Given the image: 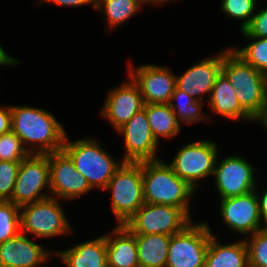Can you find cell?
<instances>
[{"mask_svg":"<svg viewBox=\"0 0 267 267\" xmlns=\"http://www.w3.org/2000/svg\"><path fill=\"white\" fill-rule=\"evenodd\" d=\"M144 203L182 208L191 218L190 198L195 189L178 177L171 166L162 161H142Z\"/></svg>","mask_w":267,"mask_h":267,"instance_id":"obj_2","label":"cell"},{"mask_svg":"<svg viewBox=\"0 0 267 267\" xmlns=\"http://www.w3.org/2000/svg\"><path fill=\"white\" fill-rule=\"evenodd\" d=\"M253 122H258L261 124V127H264V129H267V99L265 103L263 104L260 112L253 118Z\"/></svg>","mask_w":267,"mask_h":267,"instance_id":"obj_38","label":"cell"},{"mask_svg":"<svg viewBox=\"0 0 267 267\" xmlns=\"http://www.w3.org/2000/svg\"><path fill=\"white\" fill-rule=\"evenodd\" d=\"M55 4L63 7H81L86 5H91L94 9H96V0H37V5L43 4Z\"/></svg>","mask_w":267,"mask_h":267,"instance_id":"obj_34","label":"cell"},{"mask_svg":"<svg viewBox=\"0 0 267 267\" xmlns=\"http://www.w3.org/2000/svg\"><path fill=\"white\" fill-rule=\"evenodd\" d=\"M60 199H46L20 207V231L37 238L58 237L73 232Z\"/></svg>","mask_w":267,"mask_h":267,"instance_id":"obj_6","label":"cell"},{"mask_svg":"<svg viewBox=\"0 0 267 267\" xmlns=\"http://www.w3.org/2000/svg\"><path fill=\"white\" fill-rule=\"evenodd\" d=\"M251 42L243 48L232 47V50L245 62L267 77V38L244 36Z\"/></svg>","mask_w":267,"mask_h":267,"instance_id":"obj_27","label":"cell"},{"mask_svg":"<svg viewBox=\"0 0 267 267\" xmlns=\"http://www.w3.org/2000/svg\"><path fill=\"white\" fill-rule=\"evenodd\" d=\"M21 162L0 161V201H10Z\"/></svg>","mask_w":267,"mask_h":267,"instance_id":"obj_32","label":"cell"},{"mask_svg":"<svg viewBox=\"0 0 267 267\" xmlns=\"http://www.w3.org/2000/svg\"><path fill=\"white\" fill-rule=\"evenodd\" d=\"M139 267H165L171 236L164 234L135 235Z\"/></svg>","mask_w":267,"mask_h":267,"instance_id":"obj_23","label":"cell"},{"mask_svg":"<svg viewBox=\"0 0 267 267\" xmlns=\"http://www.w3.org/2000/svg\"><path fill=\"white\" fill-rule=\"evenodd\" d=\"M143 5L141 0H96V9L104 15L110 30L136 15Z\"/></svg>","mask_w":267,"mask_h":267,"instance_id":"obj_25","label":"cell"},{"mask_svg":"<svg viewBox=\"0 0 267 267\" xmlns=\"http://www.w3.org/2000/svg\"><path fill=\"white\" fill-rule=\"evenodd\" d=\"M117 132L124 138V162L158 160L157 149L160 143L153 136L146 110L143 108L120 127Z\"/></svg>","mask_w":267,"mask_h":267,"instance_id":"obj_13","label":"cell"},{"mask_svg":"<svg viewBox=\"0 0 267 267\" xmlns=\"http://www.w3.org/2000/svg\"><path fill=\"white\" fill-rule=\"evenodd\" d=\"M54 255L67 267H108L105 234L68 249L55 251Z\"/></svg>","mask_w":267,"mask_h":267,"instance_id":"obj_19","label":"cell"},{"mask_svg":"<svg viewBox=\"0 0 267 267\" xmlns=\"http://www.w3.org/2000/svg\"><path fill=\"white\" fill-rule=\"evenodd\" d=\"M207 103L209 110L219 117L253 122V118L241 107L235 89L222 72L214 83Z\"/></svg>","mask_w":267,"mask_h":267,"instance_id":"obj_20","label":"cell"},{"mask_svg":"<svg viewBox=\"0 0 267 267\" xmlns=\"http://www.w3.org/2000/svg\"><path fill=\"white\" fill-rule=\"evenodd\" d=\"M247 237L249 267H267V227Z\"/></svg>","mask_w":267,"mask_h":267,"instance_id":"obj_31","label":"cell"},{"mask_svg":"<svg viewBox=\"0 0 267 267\" xmlns=\"http://www.w3.org/2000/svg\"><path fill=\"white\" fill-rule=\"evenodd\" d=\"M206 221L191 223L173 234L168 246L167 267H205L206 254L213 232Z\"/></svg>","mask_w":267,"mask_h":267,"instance_id":"obj_8","label":"cell"},{"mask_svg":"<svg viewBox=\"0 0 267 267\" xmlns=\"http://www.w3.org/2000/svg\"><path fill=\"white\" fill-rule=\"evenodd\" d=\"M128 78L139 87L144 104H169L176 88V74L167 66L128 63Z\"/></svg>","mask_w":267,"mask_h":267,"instance_id":"obj_12","label":"cell"},{"mask_svg":"<svg viewBox=\"0 0 267 267\" xmlns=\"http://www.w3.org/2000/svg\"><path fill=\"white\" fill-rule=\"evenodd\" d=\"M176 152L168 164L178 177L187 181L195 190L199 180L213 175L218 146L212 140L192 141Z\"/></svg>","mask_w":267,"mask_h":267,"instance_id":"obj_9","label":"cell"},{"mask_svg":"<svg viewBox=\"0 0 267 267\" xmlns=\"http://www.w3.org/2000/svg\"><path fill=\"white\" fill-rule=\"evenodd\" d=\"M63 126L45 109L11 105V130L20 137L30 154L61 151L67 136Z\"/></svg>","mask_w":267,"mask_h":267,"instance_id":"obj_1","label":"cell"},{"mask_svg":"<svg viewBox=\"0 0 267 267\" xmlns=\"http://www.w3.org/2000/svg\"><path fill=\"white\" fill-rule=\"evenodd\" d=\"M49 250L20 232L0 243V267H45L43 265L55 254V250Z\"/></svg>","mask_w":267,"mask_h":267,"instance_id":"obj_18","label":"cell"},{"mask_svg":"<svg viewBox=\"0 0 267 267\" xmlns=\"http://www.w3.org/2000/svg\"><path fill=\"white\" fill-rule=\"evenodd\" d=\"M220 203V215L232 232L250 236L266 228L260 217L259 201L255 190L220 199Z\"/></svg>","mask_w":267,"mask_h":267,"instance_id":"obj_14","label":"cell"},{"mask_svg":"<svg viewBox=\"0 0 267 267\" xmlns=\"http://www.w3.org/2000/svg\"><path fill=\"white\" fill-rule=\"evenodd\" d=\"M258 10L252 16L249 25L240 31L243 36L267 38V7Z\"/></svg>","mask_w":267,"mask_h":267,"instance_id":"obj_33","label":"cell"},{"mask_svg":"<svg viewBox=\"0 0 267 267\" xmlns=\"http://www.w3.org/2000/svg\"><path fill=\"white\" fill-rule=\"evenodd\" d=\"M222 65L223 50H220L217 55L205 58L187 68L181 75H176V87L203 102L205 94H209V99L214 83L222 72Z\"/></svg>","mask_w":267,"mask_h":267,"instance_id":"obj_17","label":"cell"},{"mask_svg":"<svg viewBox=\"0 0 267 267\" xmlns=\"http://www.w3.org/2000/svg\"><path fill=\"white\" fill-rule=\"evenodd\" d=\"M170 1H174V0H143V3L144 4H147V5H163V4H166Z\"/></svg>","mask_w":267,"mask_h":267,"instance_id":"obj_39","label":"cell"},{"mask_svg":"<svg viewBox=\"0 0 267 267\" xmlns=\"http://www.w3.org/2000/svg\"><path fill=\"white\" fill-rule=\"evenodd\" d=\"M192 222V218L182 208L144 203L124 226L134 235L172 236L183 231Z\"/></svg>","mask_w":267,"mask_h":267,"instance_id":"obj_7","label":"cell"},{"mask_svg":"<svg viewBox=\"0 0 267 267\" xmlns=\"http://www.w3.org/2000/svg\"><path fill=\"white\" fill-rule=\"evenodd\" d=\"M104 190L111 191L116 222L125 225L144 204L142 162H123Z\"/></svg>","mask_w":267,"mask_h":267,"instance_id":"obj_5","label":"cell"},{"mask_svg":"<svg viewBox=\"0 0 267 267\" xmlns=\"http://www.w3.org/2000/svg\"><path fill=\"white\" fill-rule=\"evenodd\" d=\"M18 66L20 65L18 59L11 57L6 50L0 45V66Z\"/></svg>","mask_w":267,"mask_h":267,"instance_id":"obj_37","label":"cell"},{"mask_svg":"<svg viewBox=\"0 0 267 267\" xmlns=\"http://www.w3.org/2000/svg\"><path fill=\"white\" fill-rule=\"evenodd\" d=\"M50 196L48 154H30L21 161L10 202L21 207Z\"/></svg>","mask_w":267,"mask_h":267,"instance_id":"obj_10","label":"cell"},{"mask_svg":"<svg viewBox=\"0 0 267 267\" xmlns=\"http://www.w3.org/2000/svg\"><path fill=\"white\" fill-rule=\"evenodd\" d=\"M203 102L198 101L185 91L175 88L169 102L170 107L175 113L177 119L186 124H194L200 121H210L208 115L203 112ZM208 117V118H207Z\"/></svg>","mask_w":267,"mask_h":267,"instance_id":"obj_26","label":"cell"},{"mask_svg":"<svg viewBox=\"0 0 267 267\" xmlns=\"http://www.w3.org/2000/svg\"><path fill=\"white\" fill-rule=\"evenodd\" d=\"M11 130V106L0 107V135Z\"/></svg>","mask_w":267,"mask_h":267,"instance_id":"obj_35","label":"cell"},{"mask_svg":"<svg viewBox=\"0 0 267 267\" xmlns=\"http://www.w3.org/2000/svg\"><path fill=\"white\" fill-rule=\"evenodd\" d=\"M257 0H222L221 9L229 18L241 21L240 31H243L250 23L252 16L258 7Z\"/></svg>","mask_w":267,"mask_h":267,"instance_id":"obj_29","label":"cell"},{"mask_svg":"<svg viewBox=\"0 0 267 267\" xmlns=\"http://www.w3.org/2000/svg\"><path fill=\"white\" fill-rule=\"evenodd\" d=\"M129 79L109 91L100 112L116 131L144 107L139 87Z\"/></svg>","mask_w":267,"mask_h":267,"instance_id":"obj_16","label":"cell"},{"mask_svg":"<svg viewBox=\"0 0 267 267\" xmlns=\"http://www.w3.org/2000/svg\"><path fill=\"white\" fill-rule=\"evenodd\" d=\"M30 153L12 130L0 135V161L21 162Z\"/></svg>","mask_w":267,"mask_h":267,"instance_id":"obj_30","label":"cell"},{"mask_svg":"<svg viewBox=\"0 0 267 267\" xmlns=\"http://www.w3.org/2000/svg\"><path fill=\"white\" fill-rule=\"evenodd\" d=\"M48 161L51 197L75 200L93 190L63 150L48 154Z\"/></svg>","mask_w":267,"mask_h":267,"instance_id":"obj_15","label":"cell"},{"mask_svg":"<svg viewBox=\"0 0 267 267\" xmlns=\"http://www.w3.org/2000/svg\"><path fill=\"white\" fill-rule=\"evenodd\" d=\"M255 189L259 201V213L262 222L267 227V187L261 192ZM264 191V192H263ZM260 192V193H259Z\"/></svg>","mask_w":267,"mask_h":267,"instance_id":"obj_36","label":"cell"},{"mask_svg":"<svg viewBox=\"0 0 267 267\" xmlns=\"http://www.w3.org/2000/svg\"><path fill=\"white\" fill-rule=\"evenodd\" d=\"M205 267H249L245 239L223 244L213 233L209 241Z\"/></svg>","mask_w":267,"mask_h":267,"instance_id":"obj_22","label":"cell"},{"mask_svg":"<svg viewBox=\"0 0 267 267\" xmlns=\"http://www.w3.org/2000/svg\"><path fill=\"white\" fill-rule=\"evenodd\" d=\"M218 159L217 156L213 176L220 199L243 195L258 187L255 177L257 167L246 158L233 154L220 161Z\"/></svg>","mask_w":267,"mask_h":267,"instance_id":"obj_11","label":"cell"},{"mask_svg":"<svg viewBox=\"0 0 267 267\" xmlns=\"http://www.w3.org/2000/svg\"><path fill=\"white\" fill-rule=\"evenodd\" d=\"M153 136L160 140L173 139L181 131V124L169 104H144Z\"/></svg>","mask_w":267,"mask_h":267,"instance_id":"obj_24","label":"cell"},{"mask_svg":"<svg viewBox=\"0 0 267 267\" xmlns=\"http://www.w3.org/2000/svg\"><path fill=\"white\" fill-rule=\"evenodd\" d=\"M222 73L235 89L241 107L254 118L267 99V77L232 48L223 49Z\"/></svg>","mask_w":267,"mask_h":267,"instance_id":"obj_4","label":"cell"},{"mask_svg":"<svg viewBox=\"0 0 267 267\" xmlns=\"http://www.w3.org/2000/svg\"><path fill=\"white\" fill-rule=\"evenodd\" d=\"M62 150L70 157L76 170L86 178L93 190L97 187L104 190L124 162L115 160L107 153L97 138L84 137L69 141L66 136Z\"/></svg>","mask_w":267,"mask_h":267,"instance_id":"obj_3","label":"cell"},{"mask_svg":"<svg viewBox=\"0 0 267 267\" xmlns=\"http://www.w3.org/2000/svg\"><path fill=\"white\" fill-rule=\"evenodd\" d=\"M20 232V207L10 201H0V243Z\"/></svg>","mask_w":267,"mask_h":267,"instance_id":"obj_28","label":"cell"},{"mask_svg":"<svg viewBox=\"0 0 267 267\" xmlns=\"http://www.w3.org/2000/svg\"><path fill=\"white\" fill-rule=\"evenodd\" d=\"M108 267H139L136 237L124 225L105 235Z\"/></svg>","mask_w":267,"mask_h":267,"instance_id":"obj_21","label":"cell"}]
</instances>
